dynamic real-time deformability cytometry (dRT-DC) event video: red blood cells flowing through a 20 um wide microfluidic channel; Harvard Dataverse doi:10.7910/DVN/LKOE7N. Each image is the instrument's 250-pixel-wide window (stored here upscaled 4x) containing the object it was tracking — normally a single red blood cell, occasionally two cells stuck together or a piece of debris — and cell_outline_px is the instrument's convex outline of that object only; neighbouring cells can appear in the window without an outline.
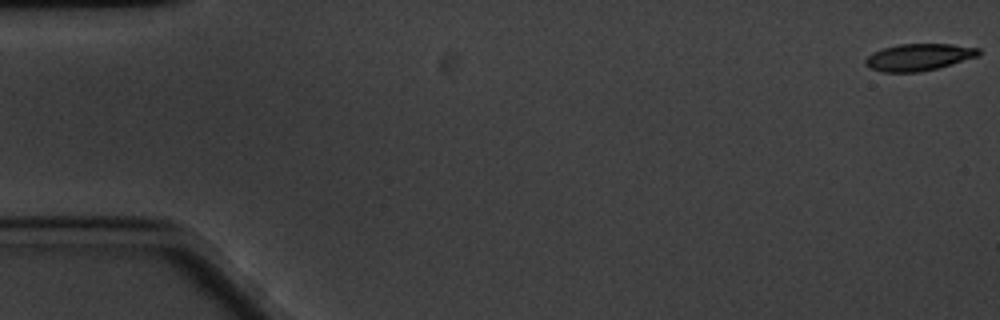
{"species": "common noctule bat (a hibernating species)", "species_latin": "Nyctalus noctula", "temperature_condition": "cold", "stored_images_in_passage": 61, "camera_frame_rate_fps": 3000, "um_per_image_px": 0.085, "animal": {"sex": "male", "body_mass_g": 20.1, "forearm_length_mm": 53.5}, "frame": {"image": 1, "passage_image": 1, "time_ms": 0.0, "image_size_px": [1000, 320], "cell_outline_px": [[980, 56], [952, 64], [920, 72], [884, 72], [868, 68], [864, 64], [864, 60], [872, 52], [884, 48], [900, 44], [952, 44], [980, 48]], "centroid_in_image_um": [78.09, 4.86], "position_along_channel_um": 6.9, "area_um2": 17.86}}
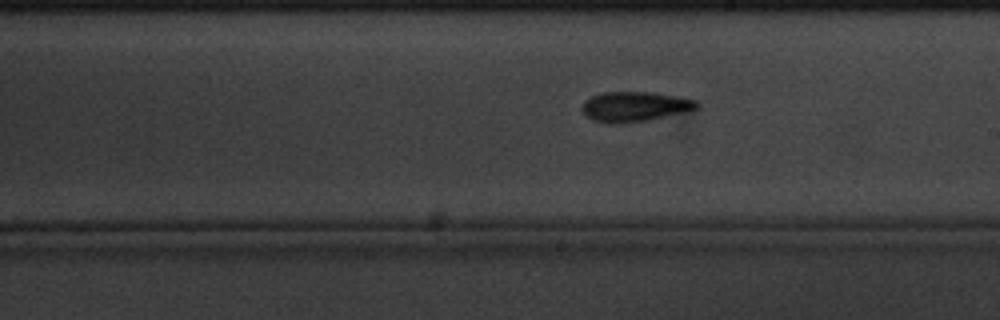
{"frame": {"image": 2, "passage_image": 34, "time_ms": 11.0, "image_size_px": [1000, 320], "cell_outline_px": [[700, 108], [684, 112], [648, 120], [592, 120], [584, 112], [584, 100], [592, 96], [604, 92], [652, 92], [676, 96], [696, 100], [700, 104]], "centroid_in_image_um": [54.06, 9.0], "position_along_channel_um": 234.9, "area_um2": 19.02}}
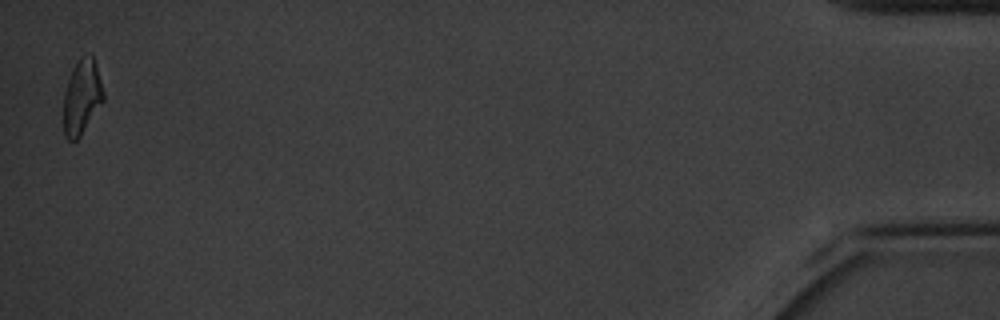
{"frame": {"image": 3, "passage_image": 60, "time_ms": 19.667, "image_size_px": [1000, 320], "cell_outline_px": [[104, 100], [80, 136], [76, 140], [68, 140], [64, 136], [64, 92], [68, 80], [80, 56], [92, 52], [96, 64], [104, 92]], "centroid_in_image_um": [6.97, 8.22], "position_along_channel_um": 428.2, "area_um2": 17.28}, "authors_computed_cell_mechanics": {"area_um2": 18.5538, "velocity_mm_per_s": 3.2992, "shape_relaxation_time_tau1_ms": 4.3212, "shape_relaxation_time_tau2_ms": 4.6115, "deformation_change_tau1": 0.1411, "deformation_change_tau2": 0.1233}}